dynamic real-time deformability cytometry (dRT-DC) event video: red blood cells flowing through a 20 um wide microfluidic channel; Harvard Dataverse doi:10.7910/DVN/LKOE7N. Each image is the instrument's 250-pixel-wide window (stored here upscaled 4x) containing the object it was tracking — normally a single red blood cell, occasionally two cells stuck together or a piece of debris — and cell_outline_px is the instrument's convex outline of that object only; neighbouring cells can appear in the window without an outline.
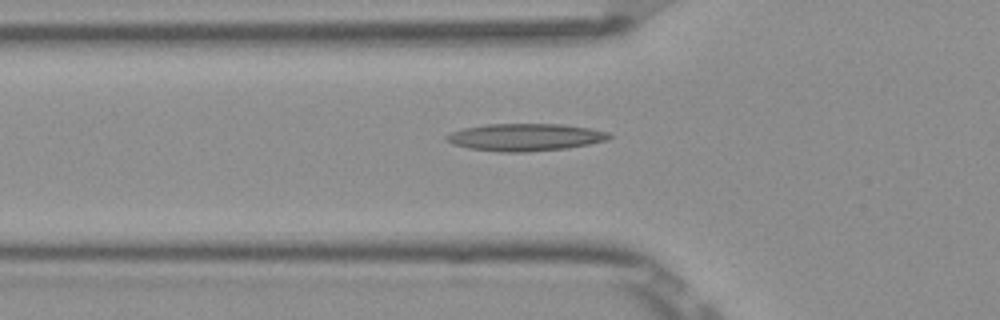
{"species": "Egyptian fruit bat (a non-hibernating species)", "species_latin": "Rousettus aegyptiacus", "temperature_condition": "room temperature", "stored_images_in_passage": 5, "camera_frame_rate_fps": 3000, "um_per_image_px": 0.085, "frame": {"image": 1, "passage_image": 5, "time_ms": 1.333, "image_size_px": [1000, 320], "cell_outline_px": [[612, 136], [608, 140], [568, 148], [524, 152], [500, 152], [468, 148], [452, 144], [444, 140], [444, 136], [452, 132], [464, 128], [484, 124], [560, 124], [588, 128], [608, 132]], "centroid_in_image_um": [44.6, 11.66], "position_along_channel_um": 81.2, "area_um2": 25.95}}